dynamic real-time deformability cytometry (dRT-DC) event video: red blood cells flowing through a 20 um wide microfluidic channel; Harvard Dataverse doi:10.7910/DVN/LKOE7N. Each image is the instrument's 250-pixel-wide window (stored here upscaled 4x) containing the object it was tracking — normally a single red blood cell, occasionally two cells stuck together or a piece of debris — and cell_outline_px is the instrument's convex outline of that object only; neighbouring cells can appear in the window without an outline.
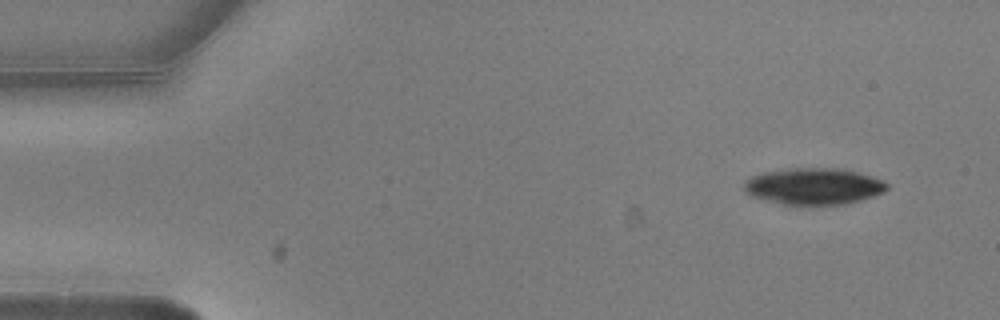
{"species": "common noctule bat (a hibernating species)", "species_latin": "Nyctalus noctula", "temperature_condition": "warm", "stored_images_in_passage": 4, "camera_frame_rate_fps": 3000, "um_per_image_px": 0.085, "animal": {"sex": "male", "body_mass_g": 20.5, "forearm_length_mm": 52.5}, "frame": {"image": 1, "passage_image": 1, "time_ms": 0.0, "image_size_px": [1000, 320], "cell_outline_px": [[888, 188], [884, 192], [860, 200], [844, 204], [808, 208], [780, 204], [752, 196], [744, 192], [744, 180], [752, 176], [764, 172], [792, 168], [844, 168], [872, 176], [884, 180], [888, 184]], "centroid_in_image_um": [69.17, 15.87], "position_along_channel_um": 15.8, "area_um2": 31.39}}